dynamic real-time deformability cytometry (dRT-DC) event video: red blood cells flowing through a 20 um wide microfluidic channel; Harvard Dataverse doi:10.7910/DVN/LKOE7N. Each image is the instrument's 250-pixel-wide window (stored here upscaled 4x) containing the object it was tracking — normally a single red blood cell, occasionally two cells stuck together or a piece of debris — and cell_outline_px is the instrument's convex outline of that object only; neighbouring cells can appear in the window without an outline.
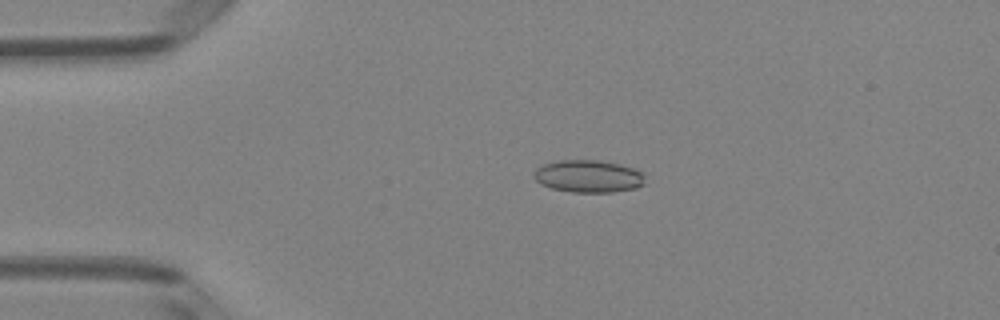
{"species": "Egyptian fruit bat (a non-hibernating species)", "species_latin": "Rousettus aegyptiacus", "temperature_condition": "room temperature", "stored_images_in_passage": 42, "camera_frame_rate_fps": 3000, "um_per_image_px": 0.085, "animal": {"sex": "female"}, "frame": {"image": 1, "passage_image": 3, "time_ms": 0.667, "image_size_px": [1000, 320], "cell_outline_px": [[644, 184], [636, 188], [612, 192], [572, 192], [552, 188], [540, 184], [532, 176], [536, 168], [544, 164], [560, 160], [596, 160], [620, 164], [644, 172]], "centroid_in_image_um": [50.01, 14.98], "position_along_channel_um": 35.0, "area_um2": 21.04}}
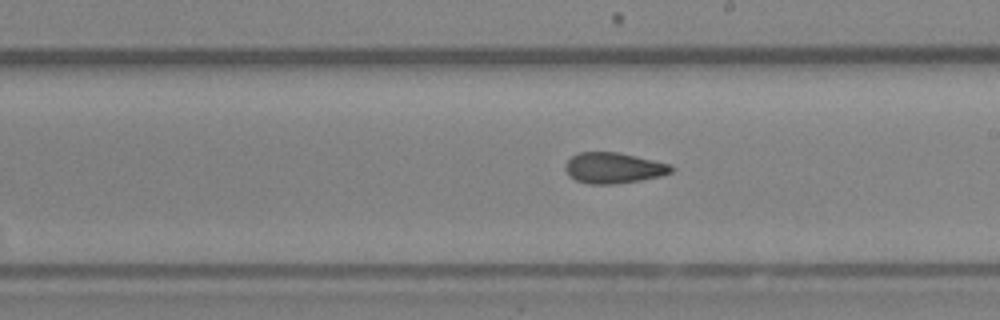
{"frame": {"image": 2, "passage_image": 21, "time_ms": 6.667, "image_size_px": [1000, 320], "cell_outline_px": [[676, 168], [672, 172], [660, 176], [640, 180], [616, 184], [588, 184], [576, 180], [564, 168], [564, 164], [572, 156], [580, 152], [616, 152], [672, 164]], "centroid_in_image_um": [52.18, 14.28], "position_along_channel_um": 236.8, "area_um2": 18.96}}
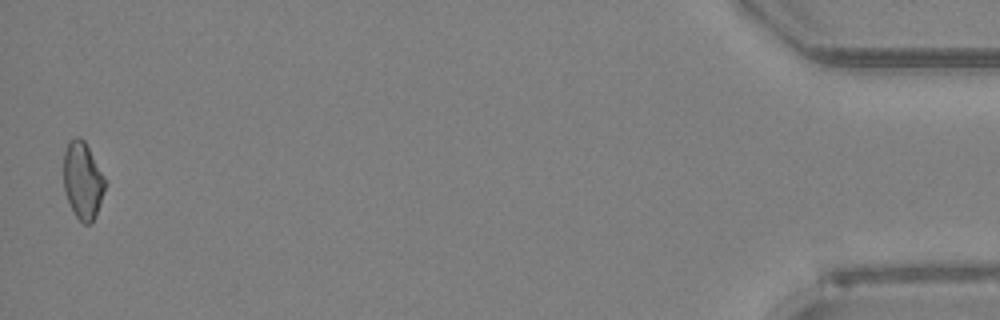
{"frame": {"image": 3, "passage_image": 42, "time_ms": 13.667, "image_size_px": [1000, 320], "cell_outline_px": [[104, 188], [96, 212], [92, 220], [88, 224], [84, 224], [76, 216], [64, 192], [64, 152], [68, 144], [76, 136], [80, 136], [84, 140], [104, 176]], "centroid_in_image_um": [7.0, 15.31], "position_along_channel_um": 428.2, "area_um2": 17.98}, "authors_computed_cell_mechanics": {"area_um2": 19.0162, "velocity_mm_per_s": 4.0308, "shape_relaxation_time_tau1_ms": null, "shape_relaxation_time_tau2_ms": 4.0866, "deformation_change_tau1": null, "deformation_change_tau2": 0.0967}}